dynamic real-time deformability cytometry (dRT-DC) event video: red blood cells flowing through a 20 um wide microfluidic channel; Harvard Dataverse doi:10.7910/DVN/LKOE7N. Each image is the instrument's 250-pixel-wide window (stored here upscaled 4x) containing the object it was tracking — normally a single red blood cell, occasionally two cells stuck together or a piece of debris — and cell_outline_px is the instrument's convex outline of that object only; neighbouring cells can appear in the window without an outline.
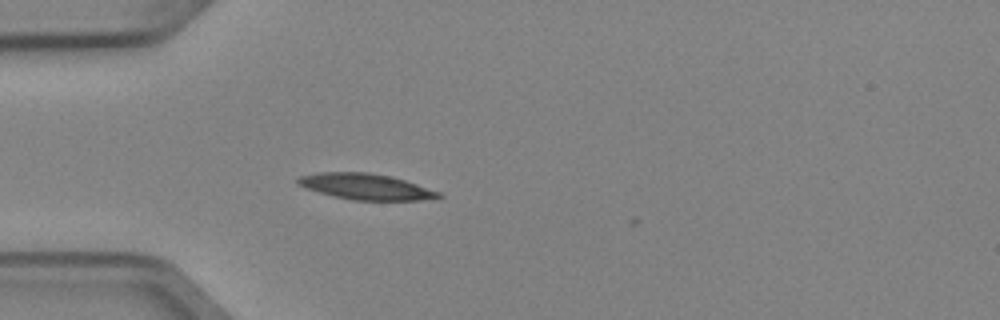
{"species": "Egyptian fruit bat (a non-hibernating species)", "species_latin": "Rousettus aegyptiacus", "temperature_condition": "cold", "stored_images_in_passage": 1, "camera_frame_rate_fps": 3000, "um_per_image_px": 0.085, "animal": {"sex": "female"}, "frame": {"image": 1, "passage_image": 1, "time_ms": 0.0, "image_size_px": [1000, 320], "cell_outline_px": [[444, 196], [420, 200], [352, 200], [320, 192], [308, 188], [300, 184], [296, 180], [300, 176], [320, 172], [368, 172], [392, 176], [440, 192]], "centroid_in_image_um": [31.12, 15.85], "position_along_channel_um": 53.9, "area_um2": 20.87}}